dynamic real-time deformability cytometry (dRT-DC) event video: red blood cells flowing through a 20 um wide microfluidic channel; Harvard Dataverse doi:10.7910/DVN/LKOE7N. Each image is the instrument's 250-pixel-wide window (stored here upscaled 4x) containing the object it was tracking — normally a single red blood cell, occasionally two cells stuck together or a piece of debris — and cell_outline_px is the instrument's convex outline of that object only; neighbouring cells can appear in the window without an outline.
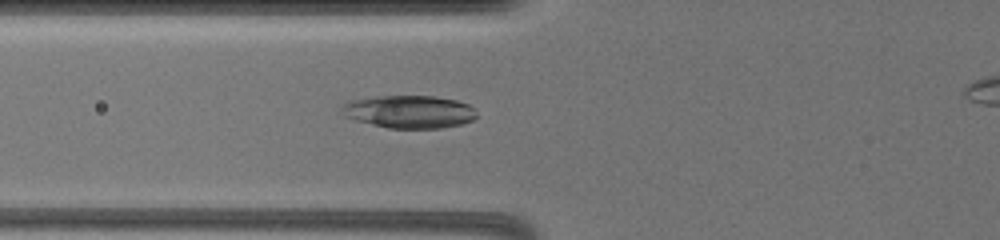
{"species": "common noctule bat (a hibernating species)", "species_latin": "Nyctalus noctula", "temperature_condition": "warm", "stored_images_in_passage": 55, "camera_frame_rate_fps": 3000, "um_per_image_px": 0.085, "animal": {"sex": "female", "body_mass_g": 19.5, "forearm_length_mm": 54.1}, "frame": {"image": 1, "passage_image": 18, "time_ms": 5.667, "image_size_px": [1000, 240], "cell_outline_px": [[476, 116], [472, 120], [460, 124], [440, 128], [388, 128], [356, 120], [344, 116], [340, 108], [344, 104], [352, 100], [380, 96], [432, 96], [456, 100], [468, 104], [472, 108]], "centroid_in_image_um": [34.76, 9.5], "position_along_channel_um": 91.0, "area_um2": 25.43}}
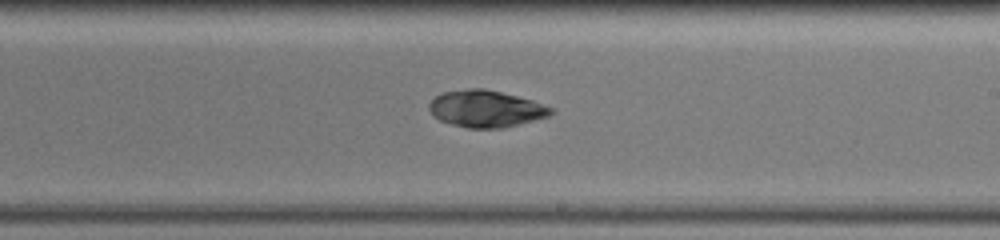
{"frame": {"image": 2, "passage_image": 33, "time_ms": 10.667, "image_size_px": [1000, 240], "cell_outline_px": [[552, 112], [548, 116], [504, 128], [468, 128], [452, 124], [440, 120], [428, 108], [428, 104], [436, 96], [444, 92], [468, 88], [484, 88], [532, 100], [552, 108]], "centroid_in_image_um": [41.28, 9.24], "position_along_channel_um": 247.7, "area_um2": 25.78}}
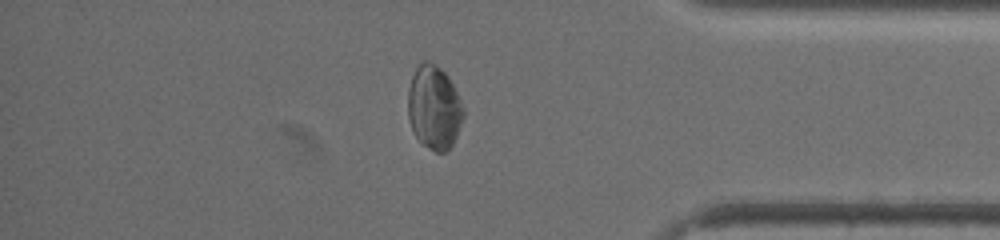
{"frame": {"image": 3, "passage_image": 49, "time_ms": 16.0, "image_size_px": [1000, 240], "cell_outline_px": [[464, 116], [456, 136], [452, 144], [444, 152], [436, 152], [428, 148], [412, 132], [408, 116], [408, 88], [412, 76], [416, 68], [424, 60], [428, 60], [440, 68], [448, 76], [464, 108]], "centroid_in_image_um": [36.88, 9.13], "position_along_channel_um": 398.3, "area_um2": 26.88}}